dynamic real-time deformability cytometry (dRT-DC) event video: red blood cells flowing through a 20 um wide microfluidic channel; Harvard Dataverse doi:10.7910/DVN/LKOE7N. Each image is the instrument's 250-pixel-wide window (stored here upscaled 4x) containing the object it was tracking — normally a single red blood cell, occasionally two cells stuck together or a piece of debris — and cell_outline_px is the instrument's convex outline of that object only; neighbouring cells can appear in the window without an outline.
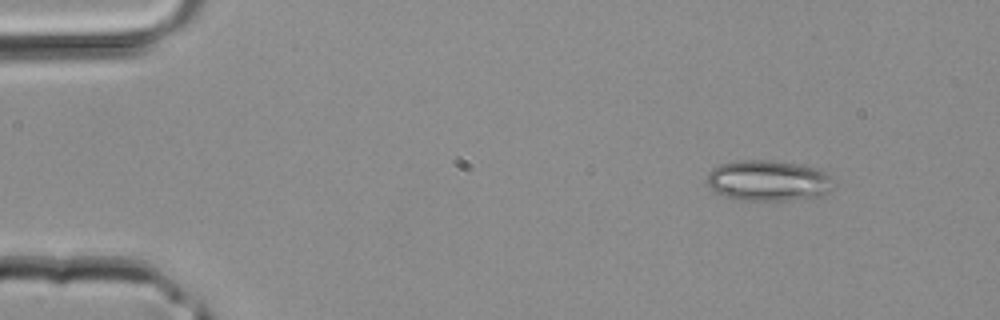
{"species": "common noctule bat (a hibernating species)", "species_latin": "Nyctalus noctula", "temperature_condition": "room temperature", "stored_images_in_passage": 36, "camera_frame_rate_fps": 3000, "um_per_image_px": 0.085, "animal": {"sex": "male", "body_mass_g": 20.4}, "frame": {"image": 1, "passage_image": 1, "time_ms": 0.0, "image_size_px": [1000, 320], "cell_outline_px": [[836, 184], [828, 192], [820, 196], [788, 200], [740, 200], [724, 196], [712, 188], [708, 184], [708, 172], [712, 168], [724, 164], [740, 160], [768, 160], [796, 164], [816, 168], [824, 172]], "centroid_in_image_um": [65.32, 15.36], "position_along_channel_um": 19.7, "area_um2": 29.71}}
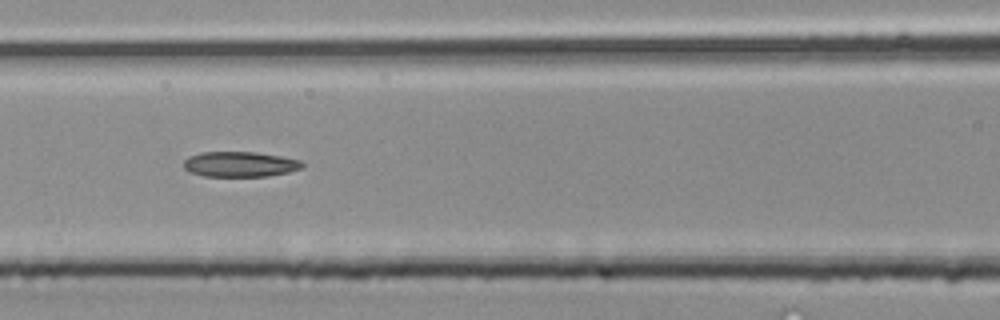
{"frame": {"image": 2, "passage_image": 14, "time_ms": 4.333, "image_size_px": [1000, 320], "cell_outline_px": [[304, 168], [288, 172], [268, 176], [204, 176], [188, 172], [184, 168], [184, 160], [188, 156], [200, 152], [256, 152], [280, 156], [300, 160], [304, 164]], "centroid_in_image_um": [20.38, 13.96], "position_along_channel_um": 146.2, "area_um2": 17.57}}
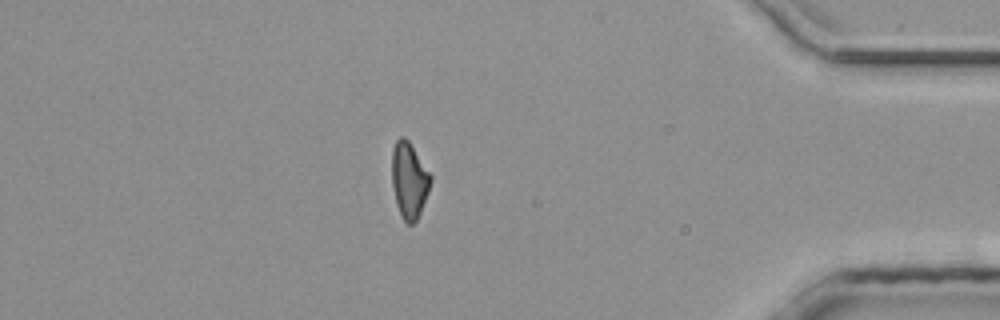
{"frame": {"image": 3, "passage_image": 31, "time_ms": 10.0, "image_size_px": [1000, 320], "cell_outline_px": [[432, 180], [428, 192], [420, 212], [416, 220], [412, 224], [408, 224], [404, 220], [396, 204], [392, 184], [392, 148], [396, 140], [400, 136], [404, 136], [408, 140], [432, 176]], "centroid_in_image_um": [34.77, 15.29], "position_along_channel_um": 400.4, "area_um2": 16.99}}